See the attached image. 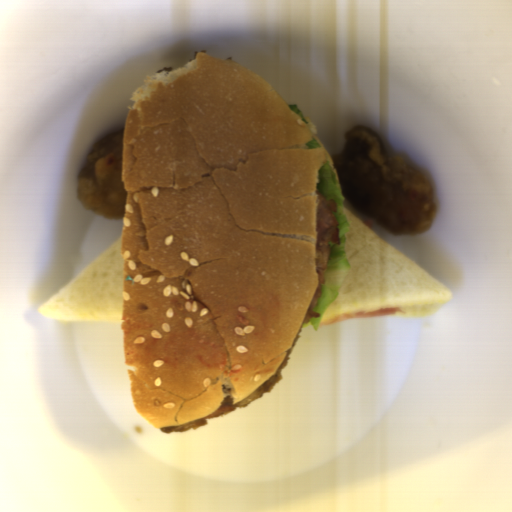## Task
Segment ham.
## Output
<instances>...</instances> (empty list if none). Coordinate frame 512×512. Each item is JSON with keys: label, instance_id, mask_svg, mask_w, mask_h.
I'll use <instances>...</instances> for the list:
<instances>
[{"label": "ham", "instance_id": "37f43c06", "mask_svg": "<svg viewBox=\"0 0 512 512\" xmlns=\"http://www.w3.org/2000/svg\"><path fill=\"white\" fill-rule=\"evenodd\" d=\"M398 313V308H386V309H380V310H373V311H367V312H361V313H353V314H346V315H338L335 317H332L330 319L320 321L319 326H329L333 324L343 323L349 320H353L356 318H371V317H379V316H396Z\"/></svg>", "mask_w": 512, "mask_h": 512}]
</instances>
